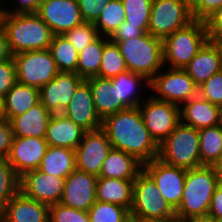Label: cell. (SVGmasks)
<instances>
[{
  "instance_id": "cell-54",
  "label": "cell",
  "mask_w": 222,
  "mask_h": 222,
  "mask_svg": "<svg viewBox=\"0 0 222 222\" xmlns=\"http://www.w3.org/2000/svg\"><path fill=\"white\" fill-rule=\"evenodd\" d=\"M5 118V102L4 96L0 94V119Z\"/></svg>"
},
{
  "instance_id": "cell-28",
  "label": "cell",
  "mask_w": 222,
  "mask_h": 222,
  "mask_svg": "<svg viewBox=\"0 0 222 222\" xmlns=\"http://www.w3.org/2000/svg\"><path fill=\"white\" fill-rule=\"evenodd\" d=\"M5 118H12L26 113L40 102L39 89L16 82L4 96Z\"/></svg>"
},
{
  "instance_id": "cell-29",
  "label": "cell",
  "mask_w": 222,
  "mask_h": 222,
  "mask_svg": "<svg viewBox=\"0 0 222 222\" xmlns=\"http://www.w3.org/2000/svg\"><path fill=\"white\" fill-rule=\"evenodd\" d=\"M76 169V154L71 148L48 146L39 171L60 178H67Z\"/></svg>"
},
{
  "instance_id": "cell-39",
  "label": "cell",
  "mask_w": 222,
  "mask_h": 222,
  "mask_svg": "<svg viewBox=\"0 0 222 222\" xmlns=\"http://www.w3.org/2000/svg\"><path fill=\"white\" fill-rule=\"evenodd\" d=\"M63 35L79 53L83 48L93 42L99 36V33L93 23L83 22L65 32Z\"/></svg>"
},
{
  "instance_id": "cell-26",
  "label": "cell",
  "mask_w": 222,
  "mask_h": 222,
  "mask_svg": "<svg viewBox=\"0 0 222 222\" xmlns=\"http://www.w3.org/2000/svg\"><path fill=\"white\" fill-rule=\"evenodd\" d=\"M143 170V164L134 156L112 148L102 164L98 178L135 180Z\"/></svg>"
},
{
  "instance_id": "cell-24",
  "label": "cell",
  "mask_w": 222,
  "mask_h": 222,
  "mask_svg": "<svg viewBox=\"0 0 222 222\" xmlns=\"http://www.w3.org/2000/svg\"><path fill=\"white\" fill-rule=\"evenodd\" d=\"M84 131L62 113L53 114L47 126L45 139L48 146L76 149L82 141Z\"/></svg>"
},
{
  "instance_id": "cell-9",
  "label": "cell",
  "mask_w": 222,
  "mask_h": 222,
  "mask_svg": "<svg viewBox=\"0 0 222 222\" xmlns=\"http://www.w3.org/2000/svg\"><path fill=\"white\" fill-rule=\"evenodd\" d=\"M160 70L150 80V90L157 94L152 96L160 101L181 106L184 102L198 95V87L184 69L167 68Z\"/></svg>"
},
{
  "instance_id": "cell-32",
  "label": "cell",
  "mask_w": 222,
  "mask_h": 222,
  "mask_svg": "<svg viewBox=\"0 0 222 222\" xmlns=\"http://www.w3.org/2000/svg\"><path fill=\"white\" fill-rule=\"evenodd\" d=\"M202 166H215L222 156V125L198 130Z\"/></svg>"
},
{
  "instance_id": "cell-16",
  "label": "cell",
  "mask_w": 222,
  "mask_h": 222,
  "mask_svg": "<svg viewBox=\"0 0 222 222\" xmlns=\"http://www.w3.org/2000/svg\"><path fill=\"white\" fill-rule=\"evenodd\" d=\"M83 81L77 73L59 71L39 89L40 102L53 114L63 113Z\"/></svg>"
},
{
  "instance_id": "cell-57",
  "label": "cell",
  "mask_w": 222,
  "mask_h": 222,
  "mask_svg": "<svg viewBox=\"0 0 222 222\" xmlns=\"http://www.w3.org/2000/svg\"><path fill=\"white\" fill-rule=\"evenodd\" d=\"M219 109H220V124L222 125V106H220Z\"/></svg>"
},
{
  "instance_id": "cell-31",
  "label": "cell",
  "mask_w": 222,
  "mask_h": 222,
  "mask_svg": "<svg viewBox=\"0 0 222 222\" xmlns=\"http://www.w3.org/2000/svg\"><path fill=\"white\" fill-rule=\"evenodd\" d=\"M110 39L99 35L87 47L78 53V64L76 73L84 80L99 76V68L103 56L104 45Z\"/></svg>"
},
{
  "instance_id": "cell-15",
  "label": "cell",
  "mask_w": 222,
  "mask_h": 222,
  "mask_svg": "<svg viewBox=\"0 0 222 222\" xmlns=\"http://www.w3.org/2000/svg\"><path fill=\"white\" fill-rule=\"evenodd\" d=\"M64 184L65 178L47 175L38 169L20 177V191L26 197L48 206L60 203Z\"/></svg>"
},
{
  "instance_id": "cell-14",
  "label": "cell",
  "mask_w": 222,
  "mask_h": 222,
  "mask_svg": "<svg viewBox=\"0 0 222 222\" xmlns=\"http://www.w3.org/2000/svg\"><path fill=\"white\" fill-rule=\"evenodd\" d=\"M111 149L108 136L101 128L85 132L82 141L75 149L76 169L98 177Z\"/></svg>"
},
{
  "instance_id": "cell-44",
  "label": "cell",
  "mask_w": 222,
  "mask_h": 222,
  "mask_svg": "<svg viewBox=\"0 0 222 222\" xmlns=\"http://www.w3.org/2000/svg\"><path fill=\"white\" fill-rule=\"evenodd\" d=\"M221 5L222 0H195L190 10L194 19L205 21Z\"/></svg>"
},
{
  "instance_id": "cell-56",
  "label": "cell",
  "mask_w": 222,
  "mask_h": 222,
  "mask_svg": "<svg viewBox=\"0 0 222 222\" xmlns=\"http://www.w3.org/2000/svg\"><path fill=\"white\" fill-rule=\"evenodd\" d=\"M215 168L218 172V175L222 176V156H221L219 162L215 165Z\"/></svg>"
},
{
  "instance_id": "cell-50",
  "label": "cell",
  "mask_w": 222,
  "mask_h": 222,
  "mask_svg": "<svg viewBox=\"0 0 222 222\" xmlns=\"http://www.w3.org/2000/svg\"><path fill=\"white\" fill-rule=\"evenodd\" d=\"M13 58L5 31L0 26V63Z\"/></svg>"
},
{
  "instance_id": "cell-6",
  "label": "cell",
  "mask_w": 222,
  "mask_h": 222,
  "mask_svg": "<svg viewBox=\"0 0 222 222\" xmlns=\"http://www.w3.org/2000/svg\"><path fill=\"white\" fill-rule=\"evenodd\" d=\"M198 129L182 124L159 145L158 159L186 170L201 167Z\"/></svg>"
},
{
  "instance_id": "cell-48",
  "label": "cell",
  "mask_w": 222,
  "mask_h": 222,
  "mask_svg": "<svg viewBox=\"0 0 222 222\" xmlns=\"http://www.w3.org/2000/svg\"><path fill=\"white\" fill-rule=\"evenodd\" d=\"M144 33L145 32L142 29H139L137 26L128 25V22L124 21L109 39L117 44L120 41L139 37Z\"/></svg>"
},
{
  "instance_id": "cell-30",
  "label": "cell",
  "mask_w": 222,
  "mask_h": 222,
  "mask_svg": "<svg viewBox=\"0 0 222 222\" xmlns=\"http://www.w3.org/2000/svg\"><path fill=\"white\" fill-rule=\"evenodd\" d=\"M111 81L117 90L118 99H120L127 108L138 107L144 100V98L140 96L141 90L143 91L140 85H145V88L146 85L150 87V81L144 75L129 70L119 73L114 78H111Z\"/></svg>"
},
{
  "instance_id": "cell-19",
  "label": "cell",
  "mask_w": 222,
  "mask_h": 222,
  "mask_svg": "<svg viewBox=\"0 0 222 222\" xmlns=\"http://www.w3.org/2000/svg\"><path fill=\"white\" fill-rule=\"evenodd\" d=\"M62 114L86 132L98 130L102 126V119L96 111L90 85L86 80L78 86Z\"/></svg>"
},
{
  "instance_id": "cell-36",
  "label": "cell",
  "mask_w": 222,
  "mask_h": 222,
  "mask_svg": "<svg viewBox=\"0 0 222 222\" xmlns=\"http://www.w3.org/2000/svg\"><path fill=\"white\" fill-rule=\"evenodd\" d=\"M125 71H128V68L119 46L109 40L104 45L99 77L111 79Z\"/></svg>"
},
{
  "instance_id": "cell-4",
  "label": "cell",
  "mask_w": 222,
  "mask_h": 222,
  "mask_svg": "<svg viewBox=\"0 0 222 222\" xmlns=\"http://www.w3.org/2000/svg\"><path fill=\"white\" fill-rule=\"evenodd\" d=\"M129 71L144 75L149 81L164 68L162 39L144 33L117 43Z\"/></svg>"
},
{
  "instance_id": "cell-33",
  "label": "cell",
  "mask_w": 222,
  "mask_h": 222,
  "mask_svg": "<svg viewBox=\"0 0 222 222\" xmlns=\"http://www.w3.org/2000/svg\"><path fill=\"white\" fill-rule=\"evenodd\" d=\"M60 72L76 73L78 51L64 35H54L48 48Z\"/></svg>"
},
{
  "instance_id": "cell-12",
  "label": "cell",
  "mask_w": 222,
  "mask_h": 222,
  "mask_svg": "<svg viewBox=\"0 0 222 222\" xmlns=\"http://www.w3.org/2000/svg\"><path fill=\"white\" fill-rule=\"evenodd\" d=\"M143 170L156 183L160 194L176 210L181 203L186 169L167 165L156 158L143 164Z\"/></svg>"
},
{
  "instance_id": "cell-35",
  "label": "cell",
  "mask_w": 222,
  "mask_h": 222,
  "mask_svg": "<svg viewBox=\"0 0 222 222\" xmlns=\"http://www.w3.org/2000/svg\"><path fill=\"white\" fill-rule=\"evenodd\" d=\"M88 216L90 222H131L128 208L98 200L88 210Z\"/></svg>"
},
{
  "instance_id": "cell-51",
  "label": "cell",
  "mask_w": 222,
  "mask_h": 222,
  "mask_svg": "<svg viewBox=\"0 0 222 222\" xmlns=\"http://www.w3.org/2000/svg\"><path fill=\"white\" fill-rule=\"evenodd\" d=\"M131 222H180V221L177 218H172V219H169V220L131 218Z\"/></svg>"
},
{
  "instance_id": "cell-49",
  "label": "cell",
  "mask_w": 222,
  "mask_h": 222,
  "mask_svg": "<svg viewBox=\"0 0 222 222\" xmlns=\"http://www.w3.org/2000/svg\"><path fill=\"white\" fill-rule=\"evenodd\" d=\"M208 217L213 218L217 222L222 220V197H218V190L214 191L208 211Z\"/></svg>"
},
{
  "instance_id": "cell-23",
  "label": "cell",
  "mask_w": 222,
  "mask_h": 222,
  "mask_svg": "<svg viewBox=\"0 0 222 222\" xmlns=\"http://www.w3.org/2000/svg\"><path fill=\"white\" fill-rule=\"evenodd\" d=\"M52 115L53 113L39 102L26 113L9 121L14 137L44 138Z\"/></svg>"
},
{
  "instance_id": "cell-20",
  "label": "cell",
  "mask_w": 222,
  "mask_h": 222,
  "mask_svg": "<svg viewBox=\"0 0 222 222\" xmlns=\"http://www.w3.org/2000/svg\"><path fill=\"white\" fill-rule=\"evenodd\" d=\"M49 209L19 191L0 211V222H49Z\"/></svg>"
},
{
  "instance_id": "cell-3",
  "label": "cell",
  "mask_w": 222,
  "mask_h": 222,
  "mask_svg": "<svg viewBox=\"0 0 222 222\" xmlns=\"http://www.w3.org/2000/svg\"><path fill=\"white\" fill-rule=\"evenodd\" d=\"M218 177L215 166H201L186 170L181 203L175 210L176 218L180 222L189 218L208 216Z\"/></svg>"
},
{
  "instance_id": "cell-8",
  "label": "cell",
  "mask_w": 222,
  "mask_h": 222,
  "mask_svg": "<svg viewBox=\"0 0 222 222\" xmlns=\"http://www.w3.org/2000/svg\"><path fill=\"white\" fill-rule=\"evenodd\" d=\"M193 20L190 5L187 2L183 0H153L148 33L163 40Z\"/></svg>"
},
{
  "instance_id": "cell-47",
  "label": "cell",
  "mask_w": 222,
  "mask_h": 222,
  "mask_svg": "<svg viewBox=\"0 0 222 222\" xmlns=\"http://www.w3.org/2000/svg\"><path fill=\"white\" fill-rule=\"evenodd\" d=\"M209 40L222 37V5L205 21Z\"/></svg>"
},
{
  "instance_id": "cell-40",
  "label": "cell",
  "mask_w": 222,
  "mask_h": 222,
  "mask_svg": "<svg viewBox=\"0 0 222 222\" xmlns=\"http://www.w3.org/2000/svg\"><path fill=\"white\" fill-rule=\"evenodd\" d=\"M49 222H90L88 211L77 210L61 203L50 206Z\"/></svg>"
},
{
  "instance_id": "cell-34",
  "label": "cell",
  "mask_w": 222,
  "mask_h": 222,
  "mask_svg": "<svg viewBox=\"0 0 222 222\" xmlns=\"http://www.w3.org/2000/svg\"><path fill=\"white\" fill-rule=\"evenodd\" d=\"M125 16L122 0H110L93 24L99 35L110 38L125 21Z\"/></svg>"
},
{
  "instance_id": "cell-1",
  "label": "cell",
  "mask_w": 222,
  "mask_h": 222,
  "mask_svg": "<svg viewBox=\"0 0 222 222\" xmlns=\"http://www.w3.org/2000/svg\"><path fill=\"white\" fill-rule=\"evenodd\" d=\"M101 129L112 148L134 156L142 164L158 158L159 144L146 128L139 107L107 116L102 120Z\"/></svg>"
},
{
  "instance_id": "cell-45",
  "label": "cell",
  "mask_w": 222,
  "mask_h": 222,
  "mask_svg": "<svg viewBox=\"0 0 222 222\" xmlns=\"http://www.w3.org/2000/svg\"><path fill=\"white\" fill-rule=\"evenodd\" d=\"M13 131L10 122L6 118L0 119V157L7 158L12 145Z\"/></svg>"
},
{
  "instance_id": "cell-21",
  "label": "cell",
  "mask_w": 222,
  "mask_h": 222,
  "mask_svg": "<svg viewBox=\"0 0 222 222\" xmlns=\"http://www.w3.org/2000/svg\"><path fill=\"white\" fill-rule=\"evenodd\" d=\"M180 117L182 124L199 130L219 125L220 109L197 95L180 106Z\"/></svg>"
},
{
  "instance_id": "cell-41",
  "label": "cell",
  "mask_w": 222,
  "mask_h": 222,
  "mask_svg": "<svg viewBox=\"0 0 222 222\" xmlns=\"http://www.w3.org/2000/svg\"><path fill=\"white\" fill-rule=\"evenodd\" d=\"M198 95L214 105L222 106V70L198 87Z\"/></svg>"
},
{
  "instance_id": "cell-53",
  "label": "cell",
  "mask_w": 222,
  "mask_h": 222,
  "mask_svg": "<svg viewBox=\"0 0 222 222\" xmlns=\"http://www.w3.org/2000/svg\"><path fill=\"white\" fill-rule=\"evenodd\" d=\"M218 47L219 53H220V59H221V65H222V37L221 38H214L211 39Z\"/></svg>"
},
{
  "instance_id": "cell-43",
  "label": "cell",
  "mask_w": 222,
  "mask_h": 222,
  "mask_svg": "<svg viewBox=\"0 0 222 222\" xmlns=\"http://www.w3.org/2000/svg\"><path fill=\"white\" fill-rule=\"evenodd\" d=\"M84 22L94 23L110 0H77Z\"/></svg>"
},
{
  "instance_id": "cell-22",
  "label": "cell",
  "mask_w": 222,
  "mask_h": 222,
  "mask_svg": "<svg viewBox=\"0 0 222 222\" xmlns=\"http://www.w3.org/2000/svg\"><path fill=\"white\" fill-rule=\"evenodd\" d=\"M183 69L197 87L202 85L213 74L222 70L217 45L212 40H208Z\"/></svg>"
},
{
  "instance_id": "cell-11",
  "label": "cell",
  "mask_w": 222,
  "mask_h": 222,
  "mask_svg": "<svg viewBox=\"0 0 222 222\" xmlns=\"http://www.w3.org/2000/svg\"><path fill=\"white\" fill-rule=\"evenodd\" d=\"M147 98L138 107L146 128L160 145L181 122L180 106L153 96Z\"/></svg>"
},
{
  "instance_id": "cell-52",
  "label": "cell",
  "mask_w": 222,
  "mask_h": 222,
  "mask_svg": "<svg viewBox=\"0 0 222 222\" xmlns=\"http://www.w3.org/2000/svg\"><path fill=\"white\" fill-rule=\"evenodd\" d=\"M181 222H217L213 218L210 217H194V218H189Z\"/></svg>"
},
{
  "instance_id": "cell-17",
  "label": "cell",
  "mask_w": 222,
  "mask_h": 222,
  "mask_svg": "<svg viewBox=\"0 0 222 222\" xmlns=\"http://www.w3.org/2000/svg\"><path fill=\"white\" fill-rule=\"evenodd\" d=\"M47 148L45 138L13 137L7 159L16 174L21 177L26 172L39 168Z\"/></svg>"
},
{
  "instance_id": "cell-58",
  "label": "cell",
  "mask_w": 222,
  "mask_h": 222,
  "mask_svg": "<svg viewBox=\"0 0 222 222\" xmlns=\"http://www.w3.org/2000/svg\"><path fill=\"white\" fill-rule=\"evenodd\" d=\"M185 2H187L189 5H191L195 0H183Z\"/></svg>"
},
{
  "instance_id": "cell-37",
  "label": "cell",
  "mask_w": 222,
  "mask_h": 222,
  "mask_svg": "<svg viewBox=\"0 0 222 222\" xmlns=\"http://www.w3.org/2000/svg\"><path fill=\"white\" fill-rule=\"evenodd\" d=\"M20 191V177L8 159L0 157V211Z\"/></svg>"
},
{
  "instance_id": "cell-46",
  "label": "cell",
  "mask_w": 222,
  "mask_h": 222,
  "mask_svg": "<svg viewBox=\"0 0 222 222\" xmlns=\"http://www.w3.org/2000/svg\"><path fill=\"white\" fill-rule=\"evenodd\" d=\"M18 5L12 6L10 8L3 7V4H0V14H27V13H36L40 0H15Z\"/></svg>"
},
{
  "instance_id": "cell-38",
  "label": "cell",
  "mask_w": 222,
  "mask_h": 222,
  "mask_svg": "<svg viewBox=\"0 0 222 222\" xmlns=\"http://www.w3.org/2000/svg\"><path fill=\"white\" fill-rule=\"evenodd\" d=\"M153 0H122L125 10V21L128 25L137 26L148 32L151 5Z\"/></svg>"
},
{
  "instance_id": "cell-25",
  "label": "cell",
  "mask_w": 222,
  "mask_h": 222,
  "mask_svg": "<svg viewBox=\"0 0 222 222\" xmlns=\"http://www.w3.org/2000/svg\"><path fill=\"white\" fill-rule=\"evenodd\" d=\"M90 85L96 111L103 120L109 115L127 109L118 99L117 90L109 78L91 77L86 79Z\"/></svg>"
},
{
  "instance_id": "cell-10",
  "label": "cell",
  "mask_w": 222,
  "mask_h": 222,
  "mask_svg": "<svg viewBox=\"0 0 222 222\" xmlns=\"http://www.w3.org/2000/svg\"><path fill=\"white\" fill-rule=\"evenodd\" d=\"M17 81L38 89L51 81L59 72L48 49L21 52L13 55Z\"/></svg>"
},
{
  "instance_id": "cell-5",
  "label": "cell",
  "mask_w": 222,
  "mask_h": 222,
  "mask_svg": "<svg viewBox=\"0 0 222 222\" xmlns=\"http://www.w3.org/2000/svg\"><path fill=\"white\" fill-rule=\"evenodd\" d=\"M208 40L205 22L194 19L162 40L164 65L183 69Z\"/></svg>"
},
{
  "instance_id": "cell-18",
  "label": "cell",
  "mask_w": 222,
  "mask_h": 222,
  "mask_svg": "<svg viewBox=\"0 0 222 222\" xmlns=\"http://www.w3.org/2000/svg\"><path fill=\"white\" fill-rule=\"evenodd\" d=\"M97 176L75 169L66 179L60 203L88 211L96 202Z\"/></svg>"
},
{
  "instance_id": "cell-55",
  "label": "cell",
  "mask_w": 222,
  "mask_h": 222,
  "mask_svg": "<svg viewBox=\"0 0 222 222\" xmlns=\"http://www.w3.org/2000/svg\"><path fill=\"white\" fill-rule=\"evenodd\" d=\"M216 189L218 190V197H222V176H220V175L218 177Z\"/></svg>"
},
{
  "instance_id": "cell-13",
  "label": "cell",
  "mask_w": 222,
  "mask_h": 222,
  "mask_svg": "<svg viewBox=\"0 0 222 222\" xmlns=\"http://www.w3.org/2000/svg\"><path fill=\"white\" fill-rule=\"evenodd\" d=\"M36 14L54 35H63L84 22L77 0H40Z\"/></svg>"
},
{
  "instance_id": "cell-42",
  "label": "cell",
  "mask_w": 222,
  "mask_h": 222,
  "mask_svg": "<svg viewBox=\"0 0 222 222\" xmlns=\"http://www.w3.org/2000/svg\"><path fill=\"white\" fill-rule=\"evenodd\" d=\"M17 82L16 64L14 59L0 63V94L5 96Z\"/></svg>"
},
{
  "instance_id": "cell-27",
  "label": "cell",
  "mask_w": 222,
  "mask_h": 222,
  "mask_svg": "<svg viewBox=\"0 0 222 222\" xmlns=\"http://www.w3.org/2000/svg\"><path fill=\"white\" fill-rule=\"evenodd\" d=\"M134 180L97 178L96 200L131 210Z\"/></svg>"
},
{
  "instance_id": "cell-7",
  "label": "cell",
  "mask_w": 222,
  "mask_h": 222,
  "mask_svg": "<svg viewBox=\"0 0 222 222\" xmlns=\"http://www.w3.org/2000/svg\"><path fill=\"white\" fill-rule=\"evenodd\" d=\"M131 218L169 220L176 218V211L160 194L153 179L142 170L134 180Z\"/></svg>"
},
{
  "instance_id": "cell-2",
  "label": "cell",
  "mask_w": 222,
  "mask_h": 222,
  "mask_svg": "<svg viewBox=\"0 0 222 222\" xmlns=\"http://www.w3.org/2000/svg\"><path fill=\"white\" fill-rule=\"evenodd\" d=\"M0 26L5 31L12 54L48 49L53 32L36 14H0Z\"/></svg>"
}]
</instances>
